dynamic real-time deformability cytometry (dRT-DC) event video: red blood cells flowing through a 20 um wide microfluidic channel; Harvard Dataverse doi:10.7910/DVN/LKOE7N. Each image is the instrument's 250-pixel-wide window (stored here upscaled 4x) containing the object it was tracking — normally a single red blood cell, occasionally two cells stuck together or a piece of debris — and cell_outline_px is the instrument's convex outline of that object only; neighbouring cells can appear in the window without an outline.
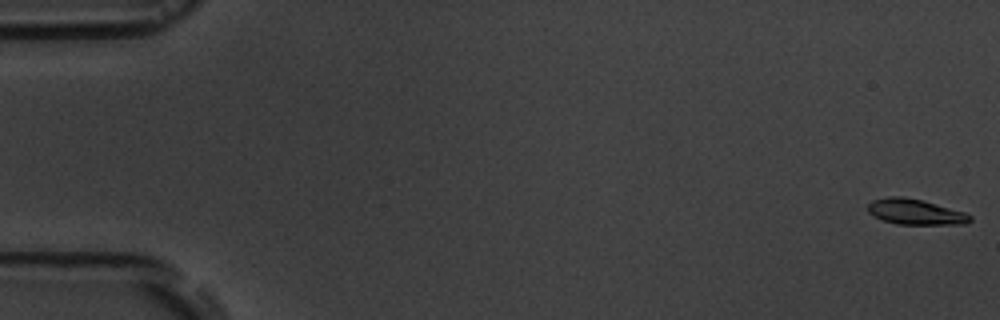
{"species": "common noctule bat (a hibernating species)", "species_latin": "Nyctalus noctula", "temperature_condition": "room temperature", "stored_images_in_passage": 6, "camera_frame_rate_fps": 3000, "um_per_image_px": 0.085, "animal": {"sex": "male", "body_mass_g": 19.5, "forearm_length_mm": 54.6}, "frame": {"image": 1, "passage_image": 1, "time_ms": 0.0, "image_size_px": [1000, 320], "cell_outline_px": [[972, 220], [968, 224], [896, 224], [880, 220], [872, 216], [868, 212], [868, 204], [872, 200], [888, 196], [904, 196], [920, 200], [964, 212], [972, 216]], "centroid_in_image_um": [77.76, 18.01], "position_along_channel_um": 7.2, "area_um2": 15.26}}
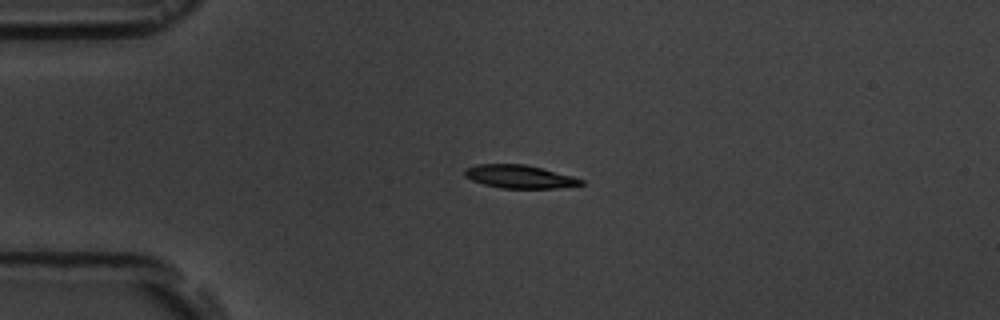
{"frame": {"image": 2, "passage_image": 5, "time_ms": 4.333, "image_size_px": [1000, 320], "cell_outline_px": [[584, 184], [556, 188], [500, 188], [484, 184], [472, 180], [464, 176], [464, 168], [476, 164], [524, 164], [572, 176], [584, 180]], "centroid_in_image_um": [44.11, 15.01], "position_along_channel_um": 40.9, "area_um2": 15.61}}